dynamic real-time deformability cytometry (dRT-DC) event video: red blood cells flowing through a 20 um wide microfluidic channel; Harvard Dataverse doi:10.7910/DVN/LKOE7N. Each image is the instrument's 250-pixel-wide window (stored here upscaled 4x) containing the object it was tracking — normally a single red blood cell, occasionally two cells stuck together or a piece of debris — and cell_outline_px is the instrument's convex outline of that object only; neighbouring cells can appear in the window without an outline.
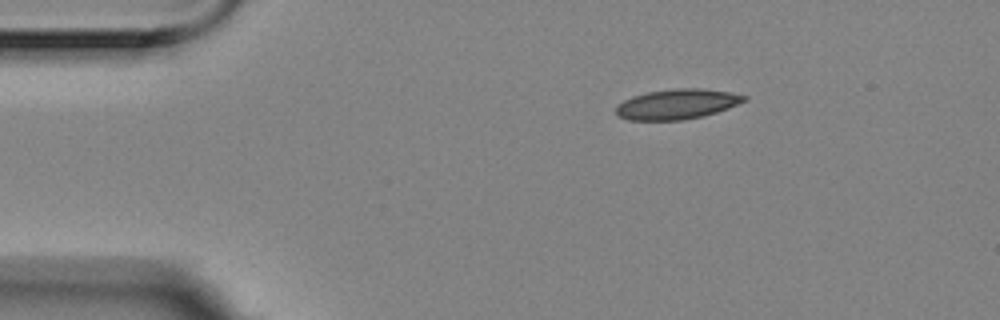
{"species": "Egyptian fruit bat (a non-hibernating species)", "species_latin": "Rousettus aegyptiacus", "temperature_condition": "room temperature", "stored_images_in_passage": 3, "camera_frame_rate_fps": 3000, "um_per_image_px": 0.085, "animal": {"sex": "female"}, "frame": {"image": 1, "passage_image": 1, "time_ms": 0.0, "image_size_px": [1000, 320], "cell_outline_px": [[748, 100], [728, 108], [704, 116], [680, 120], [628, 120], [620, 116], [616, 112], [616, 108], [624, 100], [632, 96], [648, 92], [676, 88], [700, 88], [728, 92], [748, 96]], "centroid_in_image_um": [57.57, 8.85], "position_along_channel_um": 27.4, "area_um2": 22.31}}
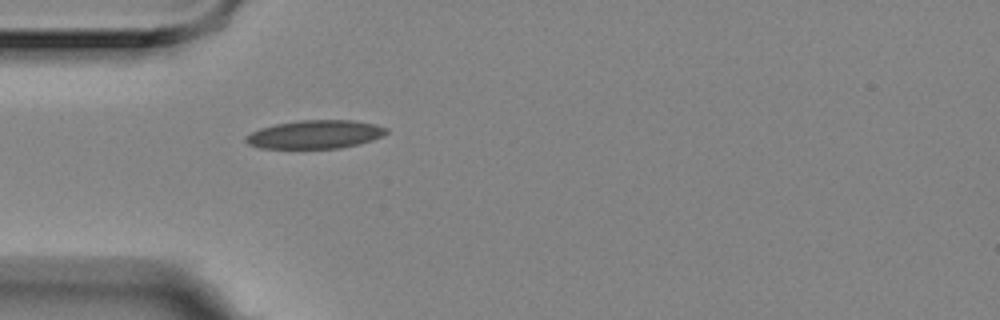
{"frame": {"image": 2, "passage_image": 3, "time_ms": 0.667, "image_size_px": [1000, 320], "cell_outline_px": [[388, 132], [372, 140], [340, 148], [260, 148], [248, 144], [244, 140], [244, 136], [260, 128], [276, 124], [296, 120], [352, 120], [376, 124], [388, 128]], "centroid_in_image_um": [26.76, 11.41], "position_along_channel_um": 58.2, "area_um2": 23.24}}